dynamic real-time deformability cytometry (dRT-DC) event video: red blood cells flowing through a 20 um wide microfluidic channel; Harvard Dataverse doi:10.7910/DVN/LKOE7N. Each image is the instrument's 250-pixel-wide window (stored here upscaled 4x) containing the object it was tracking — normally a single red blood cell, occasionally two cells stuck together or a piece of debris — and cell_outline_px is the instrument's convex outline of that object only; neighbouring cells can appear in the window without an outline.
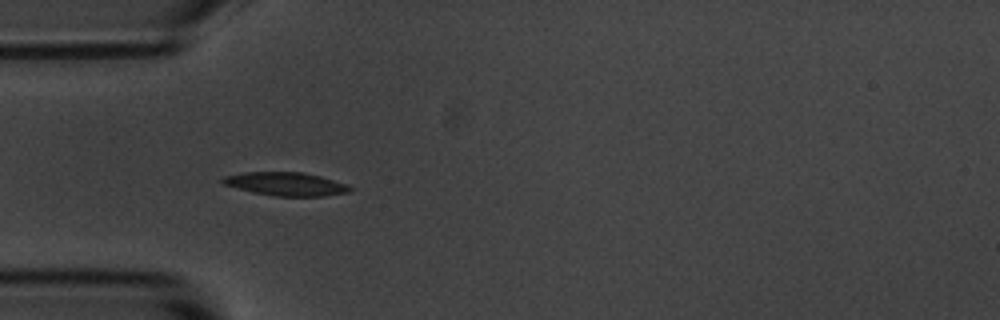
{"species": "common noctule bat (a hibernating species)", "species_latin": "Nyctalus noctula", "temperature_condition": "room temperature", "stored_images_in_passage": 6, "camera_frame_rate_fps": 3000, "um_per_image_px": 0.085, "animal": {"sex": "male", "body_mass_g": 20.1, "forearm_length_mm": 53.5}, "frame": {"image": 1, "passage_image": 4, "time_ms": 3.333, "image_size_px": [1000, 320], "cell_outline_px": [[352, 188], [348, 192], [324, 196], [276, 196], [252, 192], [224, 184], [220, 180], [224, 176], [244, 172], [304, 172], [320, 176], [348, 184]], "centroid_in_image_um": [24.31, 15.63], "position_along_channel_um": 60.7, "area_um2": 17.28}}
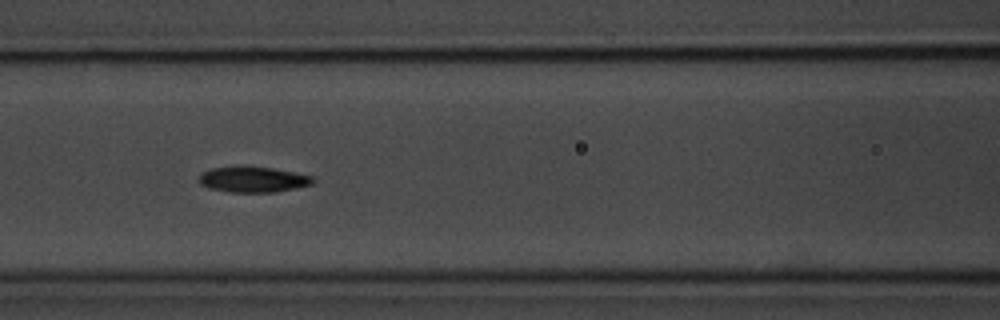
{"frame": {"image": 2, "passage_image": 6, "time_ms": 5.667, "image_size_px": [1000, 320], "cell_outline_px": [[316, 180], [312, 184], [296, 188], [276, 192], [232, 192], [208, 188], [200, 184], [200, 172], [212, 168], [232, 164], [244, 164], [272, 168], [312, 176]], "centroid_in_image_um": [21.46, 15.22], "position_along_channel_um": 145.1, "area_um2": 17.57}}